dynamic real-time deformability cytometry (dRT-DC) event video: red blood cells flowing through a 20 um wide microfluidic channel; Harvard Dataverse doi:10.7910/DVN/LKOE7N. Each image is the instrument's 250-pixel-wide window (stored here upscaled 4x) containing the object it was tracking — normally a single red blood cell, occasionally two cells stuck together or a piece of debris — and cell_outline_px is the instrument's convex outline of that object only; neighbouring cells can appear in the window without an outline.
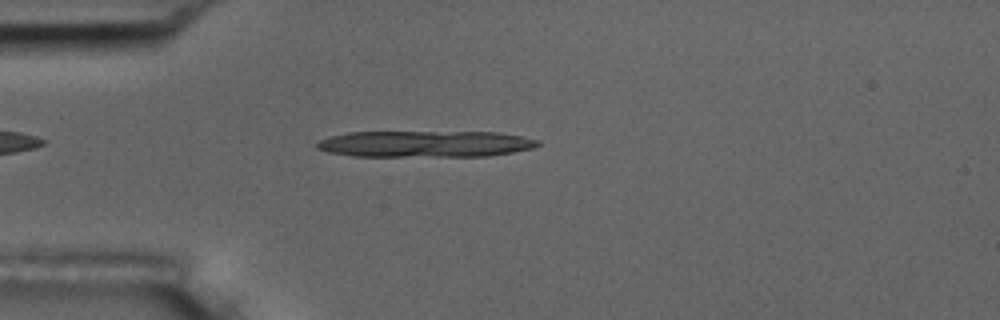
{"species": "common noctule bat (a hibernating species)", "species_latin": "Nyctalus noctula", "temperature_condition": "room temperature", "stored_images_in_passage": 8, "camera_frame_rate_fps": 3000, "um_per_image_px": 0.085, "animal": {"sex": "male", "body_mass_g": 17.5, "forearm_length_mm": 52.3}, "frame": {"image": 1, "passage_image": 7, "time_ms": 2.0, "image_size_px": [1000, 320], "cell_outline_px": [[540, 144], [532, 148], [512, 152], [488, 156], [352, 156], [328, 152], [316, 148], [316, 144], [320, 140], [332, 136], [348, 132], [500, 132], [540, 140]], "centroid_in_image_um": [36.15, 12.23], "position_along_channel_um": 48.8, "area_um2": 33.99}}